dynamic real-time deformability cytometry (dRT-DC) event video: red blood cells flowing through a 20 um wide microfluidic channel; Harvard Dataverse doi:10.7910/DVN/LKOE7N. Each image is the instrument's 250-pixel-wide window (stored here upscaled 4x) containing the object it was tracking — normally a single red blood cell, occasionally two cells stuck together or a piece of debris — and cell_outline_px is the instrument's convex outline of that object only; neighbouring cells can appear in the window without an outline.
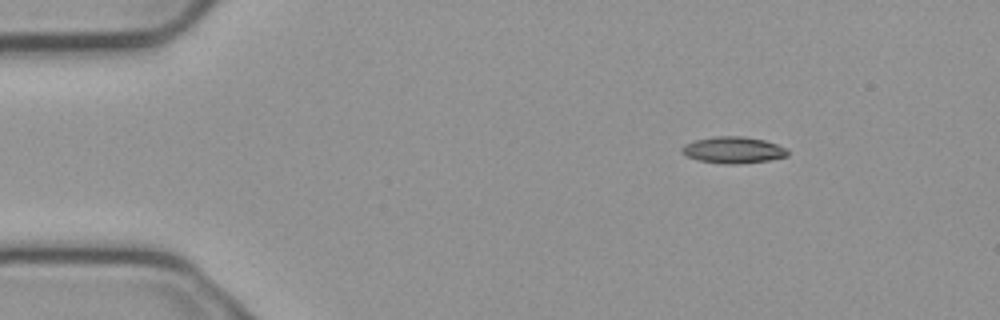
{"species": "common noctule bat (a hibernating species)", "species_latin": "Nyctalus noctula", "temperature_condition": "cold", "stored_images_in_passage": 3, "camera_frame_rate_fps": 3000, "um_per_image_px": 0.085, "animal": {"sex": "male", "body_mass_g": 23.1, "forearm_length_mm": 52.7}, "frame": {"image": 1, "passage_image": 1, "time_ms": 0.0, "image_size_px": [1000, 320], "cell_outline_px": [[788, 156], [768, 160], [736, 164], [732, 164], [700, 160], [688, 156], [680, 148], [684, 144], [696, 140], [716, 136], [740, 136], [764, 140], [788, 148]], "centroid_in_image_um": [62.37, 12.74], "position_along_channel_um": 22.6, "area_um2": 16.01}}